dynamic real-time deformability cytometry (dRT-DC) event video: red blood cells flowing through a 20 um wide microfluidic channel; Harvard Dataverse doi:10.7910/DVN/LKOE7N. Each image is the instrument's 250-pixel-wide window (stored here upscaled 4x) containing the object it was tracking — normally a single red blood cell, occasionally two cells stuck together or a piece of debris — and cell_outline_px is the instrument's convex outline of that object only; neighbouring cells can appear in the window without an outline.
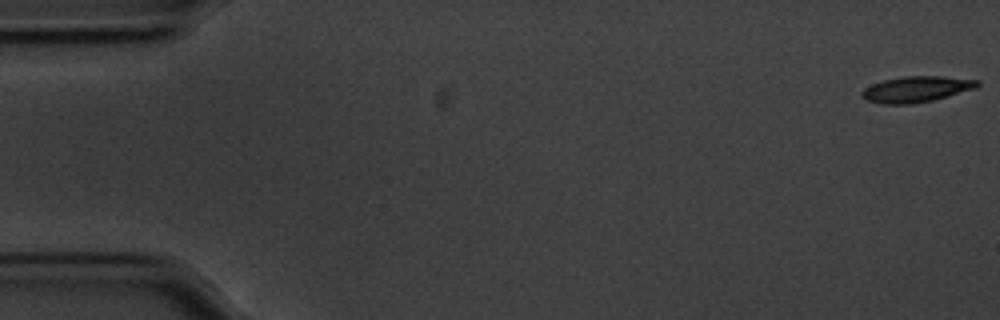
{"species": "common noctule bat (a hibernating species)", "species_latin": "Nyctalus noctula", "temperature_condition": "cold", "stored_images_in_passage": 17, "camera_frame_rate_fps": 3000, "um_per_image_px": 0.085, "animal": {"sex": "male", "body_mass_g": 20.1, "forearm_length_mm": 53.5}, "frame": {"image": 1, "passage_image": 1, "time_ms": 0.0, "image_size_px": [1000, 320], "cell_outline_px": [[980, 84], [976, 88], [932, 100], [912, 104], [880, 104], [868, 100], [860, 96], [860, 92], [864, 88], [872, 84], [884, 80], [904, 76], [944, 76], [980, 80]], "centroid_in_image_um": [77.88, 7.58], "position_along_channel_um": 7.1, "area_um2": 17.46}}